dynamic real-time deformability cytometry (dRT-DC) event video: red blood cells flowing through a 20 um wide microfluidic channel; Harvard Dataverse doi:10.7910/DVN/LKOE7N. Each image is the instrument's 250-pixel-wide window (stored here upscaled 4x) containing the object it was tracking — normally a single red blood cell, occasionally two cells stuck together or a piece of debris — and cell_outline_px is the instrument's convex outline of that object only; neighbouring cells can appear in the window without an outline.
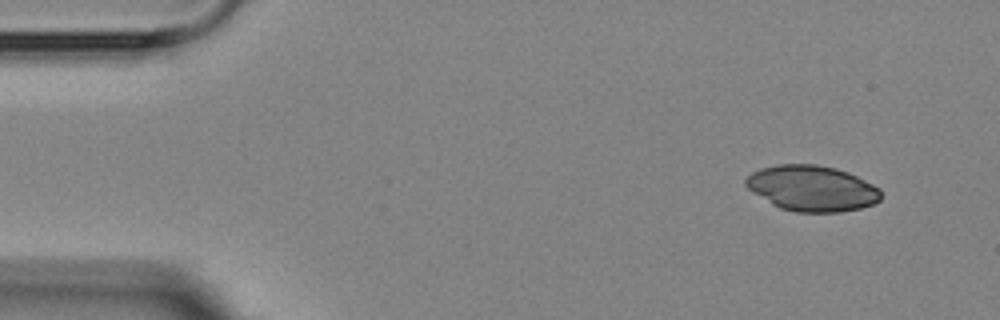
{"species": "Egyptian fruit bat (a non-hibernating species)", "species_latin": "Rousettus aegyptiacus", "temperature_condition": "room temperature", "stored_images_in_passage": 4, "camera_frame_rate_fps": 3000, "um_per_image_px": 0.085, "animal": {"sex": "female"}, "frame": {"image": 1, "passage_image": 1, "time_ms": 0.0, "image_size_px": [1000, 320], "cell_outline_px": [[880, 200], [876, 204], [860, 208], [840, 212], [796, 212], [780, 208], [772, 204], [752, 192], [744, 184], [744, 180], [752, 172], [760, 168], [776, 164], [816, 164], [836, 168], [848, 172], [880, 188]], "centroid_in_image_um": [69.0, 16.0], "position_along_channel_um": 16.0, "area_um2": 36.13}}